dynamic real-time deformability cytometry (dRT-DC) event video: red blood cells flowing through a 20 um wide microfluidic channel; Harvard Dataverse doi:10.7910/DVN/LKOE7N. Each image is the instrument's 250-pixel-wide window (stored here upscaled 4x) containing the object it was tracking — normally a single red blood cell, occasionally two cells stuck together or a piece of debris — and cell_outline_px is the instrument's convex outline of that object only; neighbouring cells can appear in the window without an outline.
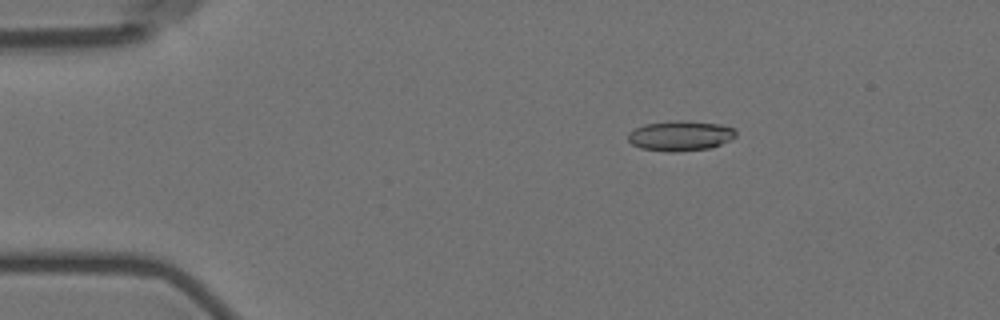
{"species": "Egyptian fruit bat (a non-hibernating species)", "species_latin": "Rousettus aegyptiacus", "temperature_condition": "room temperature", "stored_images_in_passage": 6, "camera_frame_rate_fps": 3000, "um_per_image_px": 0.085, "animal": {"sex": "female"}, "frame": {"image": 1, "passage_image": 3, "time_ms": 2.667, "image_size_px": [1000, 320], "cell_outline_px": [[736, 136], [732, 140], [712, 148], [672, 152], [640, 148], [632, 144], [628, 140], [628, 132], [644, 124], [668, 120], [688, 120], [720, 124], [736, 128]], "centroid_in_image_um": [57.86, 11.52], "position_along_channel_um": 27.1, "area_um2": 19.31}}